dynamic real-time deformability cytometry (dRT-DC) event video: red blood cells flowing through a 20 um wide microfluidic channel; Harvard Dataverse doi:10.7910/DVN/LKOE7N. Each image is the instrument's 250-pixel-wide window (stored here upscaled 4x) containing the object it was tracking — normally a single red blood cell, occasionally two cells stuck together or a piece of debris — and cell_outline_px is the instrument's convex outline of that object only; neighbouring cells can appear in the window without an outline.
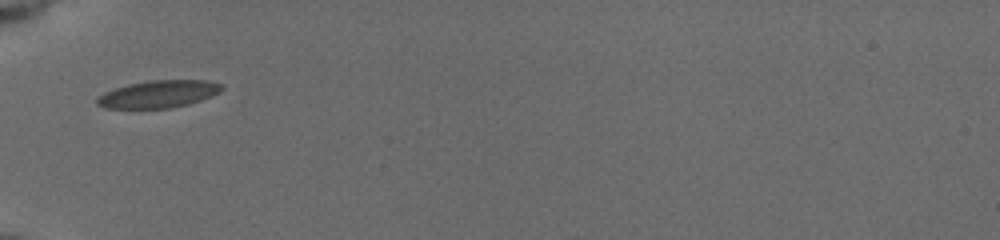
{"species": "common noctule bat (a hibernating species)", "species_latin": "Nyctalus noctula", "temperature_condition": "cold", "stored_images_in_passage": 36, "camera_frame_rate_fps": 3000, "um_per_image_px": 0.085, "animal": {"sex": "female", "body_mass_g": 19.5, "forearm_length_mm": 54.1}, "frame": {"image": 1, "passage_image": 1, "time_ms": 0.0, "image_size_px": [1000, 240], "cell_outline_px": [[224, 88], [220, 92], [200, 100], [188, 104], [168, 108], [104, 108], [96, 104], [96, 100], [104, 92], [128, 84], [148, 80], [208, 80], [224, 84]], "centroid_in_image_um": [13.49, 7.98], "position_along_channel_um": 71.5, "area_um2": 19.88}}
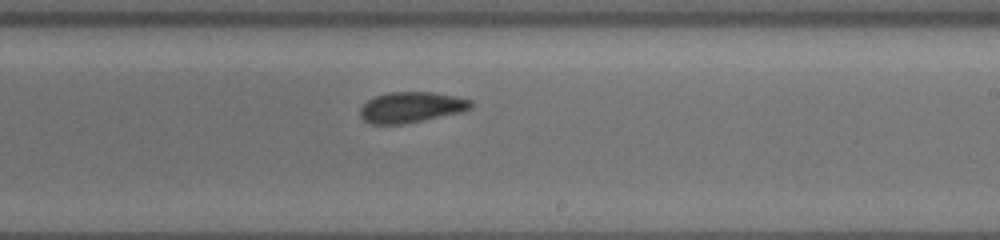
{"frame": {"image": 2, "passage_image": 16, "time_ms": 5.0, "image_size_px": [1000, 240], "cell_outline_px": [[472, 108], [460, 112], [404, 124], [372, 124], [364, 120], [360, 116], [360, 108], [368, 100], [376, 96], [388, 92], [432, 92], [456, 96], [472, 100]], "centroid_in_image_um": [34.95, 9.11], "position_along_channel_um": 254.0, "area_um2": 19.71}}
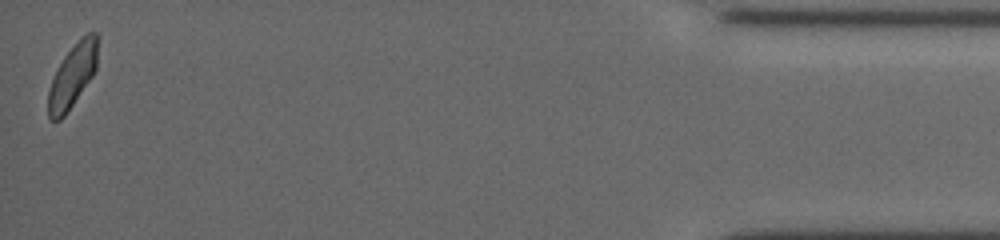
{"frame": {"image": 3, "passage_image": 36, "time_ms": 11.667, "image_size_px": [1000, 240], "cell_outline_px": [[96, 68], [92, 76], [68, 112], [60, 120], [52, 120], [48, 116], [48, 92], [52, 80], [64, 56], [88, 32], [96, 32]], "centroid_in_image_um": [6.14, 6.51], "position_along_channel_um": 429.1, "area_um2": 17.57}, "authors_computed_cell_mechanics": {"area_um2": 19.652, "velocity_mm_per_s": 3.715, "shape_relaxation_time_tau1_ms": 3.9734, "shape_relaxation_time_tau2_ms": 0.8739, "deformation_change_tau1": 0.0888, "deformation_change_tau2": 0.0432}}